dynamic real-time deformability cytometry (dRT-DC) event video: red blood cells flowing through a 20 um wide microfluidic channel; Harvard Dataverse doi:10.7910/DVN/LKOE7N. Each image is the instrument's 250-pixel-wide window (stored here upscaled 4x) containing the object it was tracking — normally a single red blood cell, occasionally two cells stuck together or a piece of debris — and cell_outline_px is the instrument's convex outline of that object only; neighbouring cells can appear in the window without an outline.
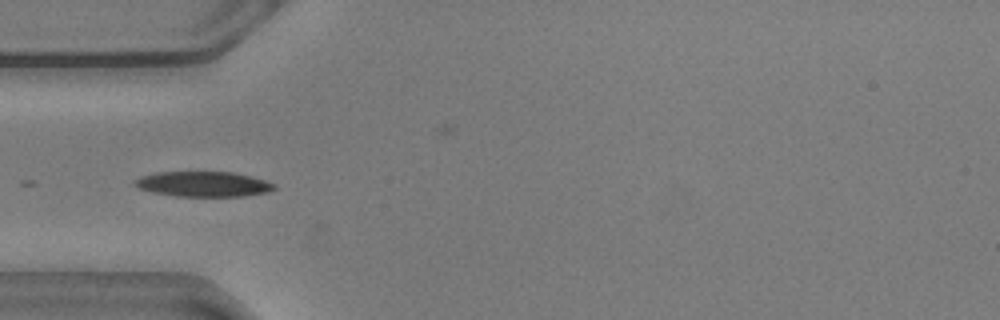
{"species": "common noctule bat (a hibernating species)", "species_latin": "Nyctalus noctula", "temperature_condition": "warm", "stored_images_in_passage": 41, "camera_frame_rate_fps": 3000, "um_per_image_px": 0.085, "animal": {"sex": "male", "body_mass_g": 20.5, "forearm_length_mm": 52.5}, "frame": {"image": 1, "passage_image": 1, "time_ms": 0.0, "image_size_px": [1000, 320], "cell_outline_px": [[276, 188], [268, 192], [244, 196], [176, 196], [152, 192], [136, 188], [136, 180], [140, 176], [156, 172], [232, 172], [252, 176], [276, 184]], "centroid_in_image_um": [17.3, 15.64], "position_along_channel_um": 67.7, "area_um2": 20.46}}
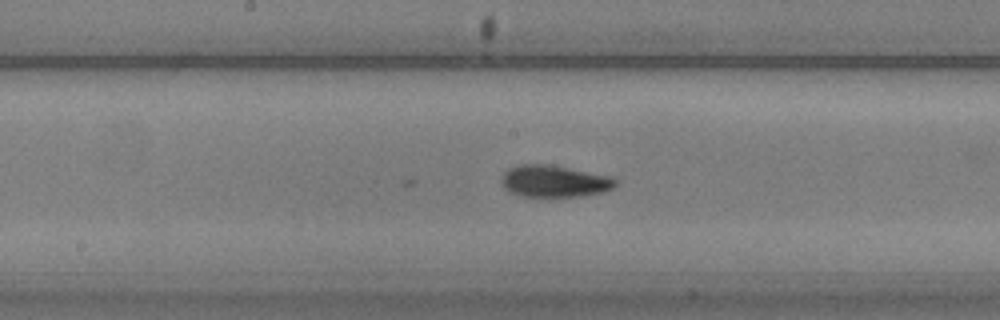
{"frame": {"image": 2, "passage_image": 12, "time_ms": 3.667, "image_size_px": [1000, 320], "cell_outline_px": [[616, 184], [612, 188], [600, 192], [580, 196], [548, 200], [520, 196], [504, 188], [500, 180], [504, 172], [508, 168], [520, 164], [548, 164], [612, 176], [616, 180]], "centroid_in_image_um": [47.07, 15.44], "position_along_channel_um": 201.1, "area_um2": 21.91}}
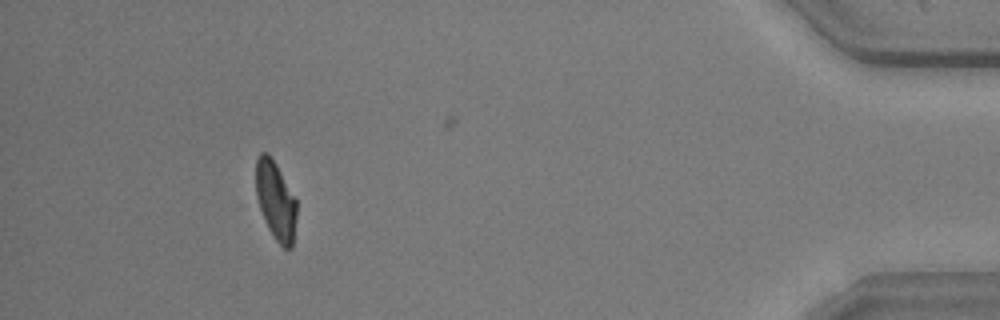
{"frame": {"image": 3, "passage_image": 35, "time_ms": 11.333, "image_size_px": [1000, 320], "cell_outline_px": [[296, 216], [292, 248], [284, 248], [276, 240], [268, 228], [264, 220], [256, 196], [256, 156], [260, 152], [268, 152], [276, 164], [296, 200]], "centroid_in_image_um": [23.41, 17.02], "position_along_channel_um": 411.8, "area_um2": 18.5}, "authors_computed_cell_mechanics": {"area_um2": 20.1722, "velocity_mm_per_s": 3.5965, "shape_relaxation_time_tau1_ms": 4.5521, "shape_relaxation_time_tau2_ms": 3.1452, "deformation_change_tau1": 0.1453, "deformation_change_tau2": 0.0841}}